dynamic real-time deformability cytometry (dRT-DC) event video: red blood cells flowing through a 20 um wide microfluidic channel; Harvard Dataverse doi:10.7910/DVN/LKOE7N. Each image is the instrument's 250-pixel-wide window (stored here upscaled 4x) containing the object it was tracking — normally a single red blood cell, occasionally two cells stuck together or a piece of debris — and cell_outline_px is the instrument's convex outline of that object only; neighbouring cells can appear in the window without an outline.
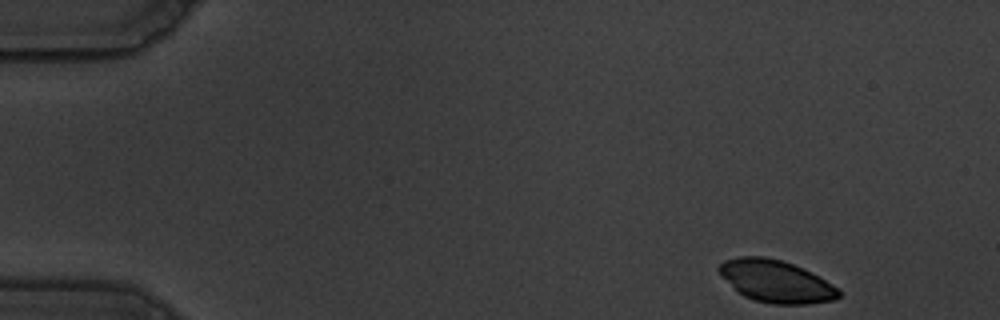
{"species": "common noctule bat (a hibernating species)", "species_latin": "Nyctalus noctula", "temperature_condition": "warm", "stored_images_in_passage": 52, "camera_frame_rate_fps": 3000, "um_per_image_px": 0.085, "animal": {"sex": "male", "body_mass_g": 19.5, "forearm_length_mm": 54.6}, "frame": {"image": 1, "passage_image": 1, "time_ms": 0.0, "image_size_px": [1000, 320], "cell_outline_px": [[840, 296], [836, 300], [808, 304], [772, 304], [756, 300], [744, 296], [736, 292], [716, 268], [724, 260], [740, 256], [764, 256], [780, 260], [792, 264], [840, 288]], "centroid_in_image_um": [65.94, 23.92], "position_along_channel_um": 19.1, "area_um2": 29.25}}
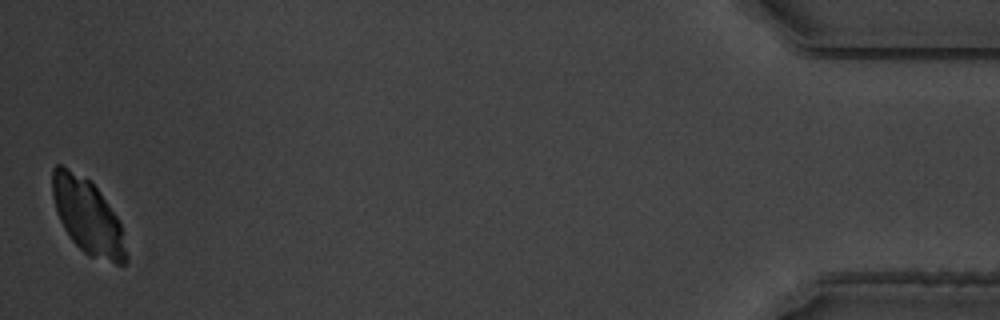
{"frame": {"image": 2, "passage_image": 52, "time_ms": 17.0, "image_size_px": [1000, 320], "cell_outline_px": [[128, 260], [124, 264], [116, 264], [88, 256], [72, 240], [64, 228], [56, 212], [52, 196], [52, 168], [56, 164], [60, 164], [88, 180], [96, 188], [116, 216], [120, 224], [128, 256]], "centroid_in_image_um": [7.43, 18.43], "position_along_channel_um": 427.8, "area_um2": 31.85}}